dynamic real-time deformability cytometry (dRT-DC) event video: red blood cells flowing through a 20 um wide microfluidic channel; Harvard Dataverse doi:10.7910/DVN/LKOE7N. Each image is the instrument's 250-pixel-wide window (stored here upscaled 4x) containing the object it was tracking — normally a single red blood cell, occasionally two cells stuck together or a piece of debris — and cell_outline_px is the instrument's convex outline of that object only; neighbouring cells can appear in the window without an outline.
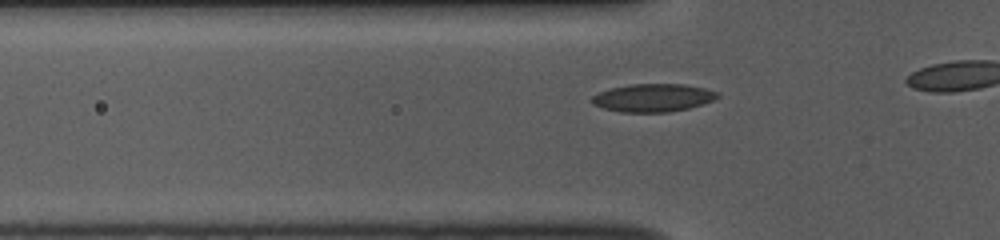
{"species": "common noctule bat (a hibernating species)", "species_latin": "Nyctalus noctula", "temperature_condition": "room temperature", "stored_images_in_passage": 12, "camera_frame_rate_fps": 3000, "um_per_image_px": 0.085, "animal": {"sex": "female", "body_mass_g": 10.0, "forearm_length_mm": 53.1}, "frame": {"image": 1, "passage_image": 6, "time_ms": 1.667, "image_size_px": [1000, 240], "cell_outline_px": [[720, 96], [712, 100], [688, 108], [668, 112], [620, 112], [604, 108], [592, 104], [592, 96], [600, 92], [612, 88], [628, 84], [684, 84], [704, 88], [720, 92]], "centroid_in_image_um": [55.51, 8.3], "position_along_channel_um": 70.3, "area_um2": 20.35}}
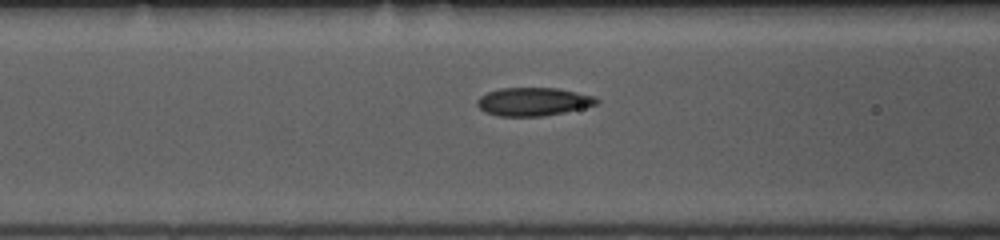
{"frame": {"image": 2, "passage_image": 10, "time_ms": 3.0, "image_size_px": [1000, 240], "cell_outline_px": [[600, 100], [596, 104], [564, 112], [544, 116], [500, 116], [484, 112], [476, 104], [476, 100], [480, 96], [488, 92], [500, 88], [556, 88], [596, 96]], "centroid_in_image_um": [45.3, 8.64], "position_along_channel_um": 121.3, "area_um2": 19.59}}